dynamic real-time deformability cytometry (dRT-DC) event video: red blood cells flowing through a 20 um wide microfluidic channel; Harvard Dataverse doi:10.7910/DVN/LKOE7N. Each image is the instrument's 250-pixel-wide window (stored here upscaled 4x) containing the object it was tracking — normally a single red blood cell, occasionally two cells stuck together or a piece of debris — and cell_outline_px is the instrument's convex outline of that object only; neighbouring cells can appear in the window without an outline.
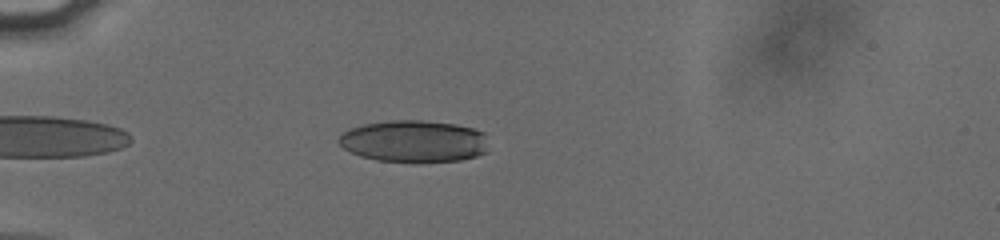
{"species": "human", "species_latin": "Homo sapiens", "temperature_condition": "cold", "stored_images_in_passage": 41, "camera_frame_rate_fps": 3000, "um_per_image_px": 0.085, "donor": {"sex": "male"}, "frame": {"image": 1, "passage_image": 3, "time_ms": 0.667, "image_size_px": [1000, 240], "cell_outline_px": [[484, 152], [476, 156], [460, 160], [376, 160], [360, 156], [344, 148], [336, 140], [344, 132], [352, 128], [364, 124], [392, 120], [420, 120], [456, 124], [472, 128], [484, 132]], "centroid_in_image_um": [35.14, 11.97], "position_along_channel_um": 49.9, "area_um2": 35.6}}
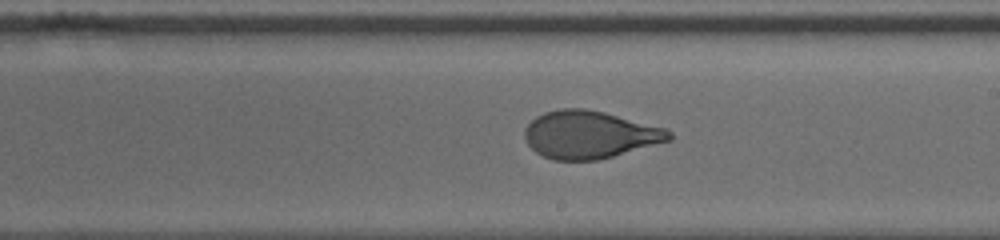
{"frame": {"image": 2, "passage_image": 20, "time_ms": 6.333, "image_size_px": [1000, 240], "cell_outline_px": [[672, 140], [612, 156], [596, 160], [552, 160], [536, 152], [528, 144], [524, 136], [524, 132], [528, 124], [536, 116], [544, 112], [560, 108], [584, 108], [604, 112], [668, 128], [672, 132]], "centroid_in_image_um": [50.13, 11.43], "position_along_channel_um": 238.9, "area_um2": 40.11}}
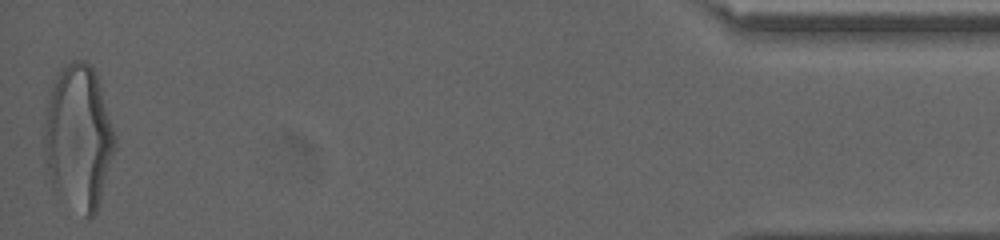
{"frame": {"image": 3, "passage_image": 41, "time_ms": 13.333, "image_size_px": [1000, 240], "cell_outline_px": [[116, 148], [100, 200], [96, 212], [88, 220], [52, 184], [48, 168], [44, 148], [44, 124], [48, 104], [52, 88], [60, 72], [68, 64], [76, 60], [84, 60], [92, 68], [96, 76], [116, 136]], "centroid_in_image_um": [6.7, 11.69], "position_along_channel_um": 428.5, "area_um2": 57.97}, "authors_computed_cell_mechanics": {"area_um2": 40.4022, "velocity_mm_per_s": 3.8288, "shape_relaxation_time_tau1_ms": 4.2127, "shape_relaxation_time_tau2_ms": null, "deformation_change_tau1": 0.1813, "deformation_change_tau2": null}}